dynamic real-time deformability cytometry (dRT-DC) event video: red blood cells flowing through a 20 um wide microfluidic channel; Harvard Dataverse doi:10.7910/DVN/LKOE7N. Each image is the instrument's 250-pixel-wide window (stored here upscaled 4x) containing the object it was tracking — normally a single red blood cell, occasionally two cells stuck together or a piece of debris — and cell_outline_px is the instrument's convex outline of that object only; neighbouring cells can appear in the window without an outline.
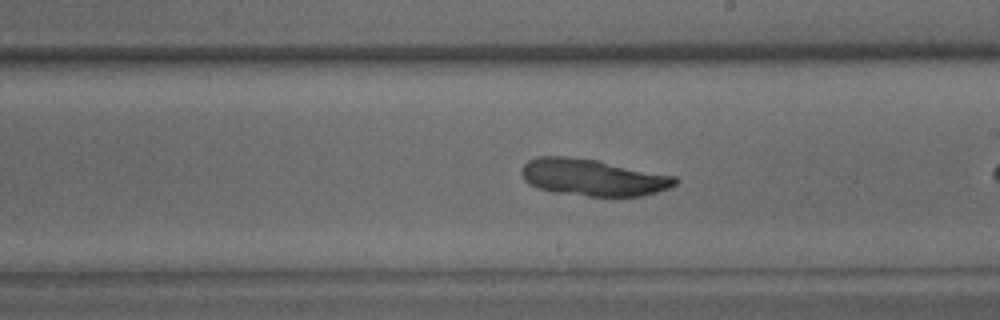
{"species": "common noctule bat (a hibernating species)", "species_latin": "Nyctalus noctula", "temperature_condition": "warm", "stored_images_in_passage": 26, "camera_frame_rate_fps": 3000, "um_per_image_px": 0.085, "animal": {"sex": "male", "body_mass_g": 15.6}, "frame": {"image": 1, "passage_image": 15, "time_ms": 4.667, "image_size_px": [1000, 320], "cell_outline_px": [[676, 184], [668, 188], [644, 196], [588, 196], [552, 192], [536, 188], [524, 180], [520, 172], [520, 168], [528, 160], [536, 156], [564, 156], [600, 160], [676, 176]], "centroid_in_image_um": [50.35, 15.07], "position_along_channel_um": 238.6, "area_um2": 33.29}}